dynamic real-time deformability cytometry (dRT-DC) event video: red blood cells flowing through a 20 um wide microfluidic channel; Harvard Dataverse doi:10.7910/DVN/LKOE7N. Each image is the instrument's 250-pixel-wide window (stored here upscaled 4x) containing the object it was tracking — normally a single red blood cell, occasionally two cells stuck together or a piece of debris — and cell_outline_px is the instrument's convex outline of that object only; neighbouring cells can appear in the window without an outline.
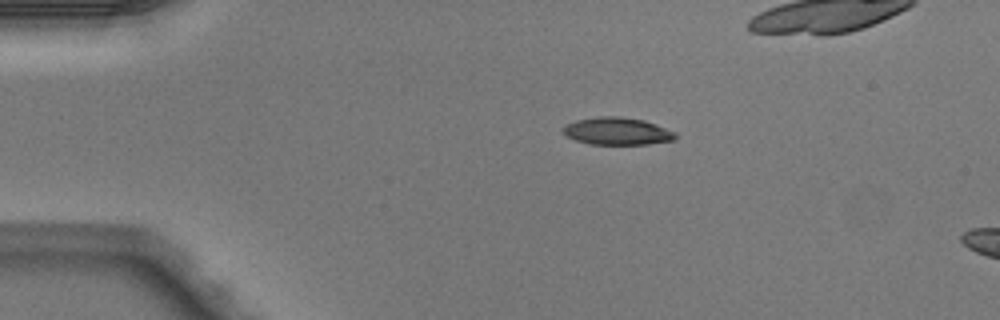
{"species": "Egyptian fruit bat (a non-hibernating species)", "species_latin": "Rousettus aegyptiacus", "temperature_condition": "warm", "stored_images_in_passage": 4, "camera_frame_rate_fps": 3000, "um_per_image_px": 0.085, "animal": {"sex": "male"}, "frame": {"image": 1, "passage_image": 2, "time_ms": 0.333, "image_size_px": [1000, 320], "cell_outline_px": [[676, 140], [648, 144], [588, 144], [576, 140], [560, 132], [564, 124], [576, 120], [600, 116], [620, 116], [644, 120], [656, 124], [676, 132]], "centroid_in_image_um": [52.45, 11.14], "position_along_channel_um": 32.6, "area_um2": 18.15}}